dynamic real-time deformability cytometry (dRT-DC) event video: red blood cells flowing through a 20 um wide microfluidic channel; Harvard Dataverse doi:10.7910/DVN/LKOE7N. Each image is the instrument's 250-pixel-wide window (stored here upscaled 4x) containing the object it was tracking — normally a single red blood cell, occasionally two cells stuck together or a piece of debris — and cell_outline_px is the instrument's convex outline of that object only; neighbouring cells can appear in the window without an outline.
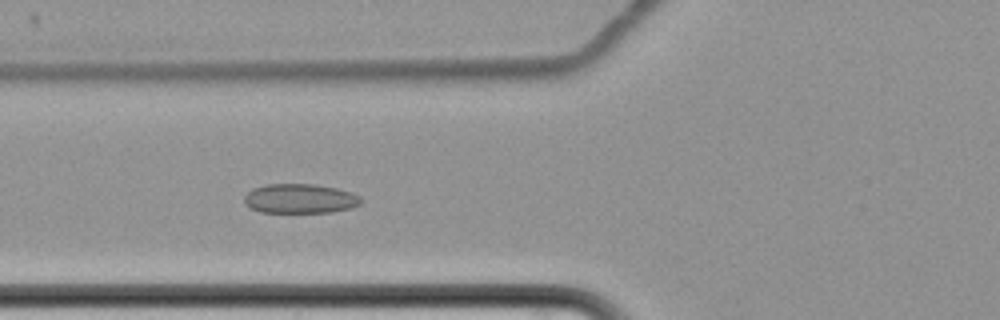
{"species": "common noctule bat (a hibernating species)", "species_latin": "Nyctalus noctula", "temperature_condition": "cold", "stored_images_in_passage": 7, "camera_frame_rate_fps": 3000, "um_per_image_px": 0.085, "animal": {"sex": "female", "body_mass_g": 22.7, "forearm_length_mm": 54.2}, "frame": {"image": 1, "passage_image": 7, "time_ms": 8.333, "image_size_px": [1000, 320], "cell_outline_px": [[364, 200], [360, 204], [352, 208], [332, 212], [260, 212], [248, 208], [244, 204], [244, 196], [252, 188], [268, 184], [316, 184], [336, 188], [352, 192], [360, 196]], "centroid_in_image_um": [25.5, 16.88], "position_along_channel_um": 100.3, "area_um2": 20.35}}